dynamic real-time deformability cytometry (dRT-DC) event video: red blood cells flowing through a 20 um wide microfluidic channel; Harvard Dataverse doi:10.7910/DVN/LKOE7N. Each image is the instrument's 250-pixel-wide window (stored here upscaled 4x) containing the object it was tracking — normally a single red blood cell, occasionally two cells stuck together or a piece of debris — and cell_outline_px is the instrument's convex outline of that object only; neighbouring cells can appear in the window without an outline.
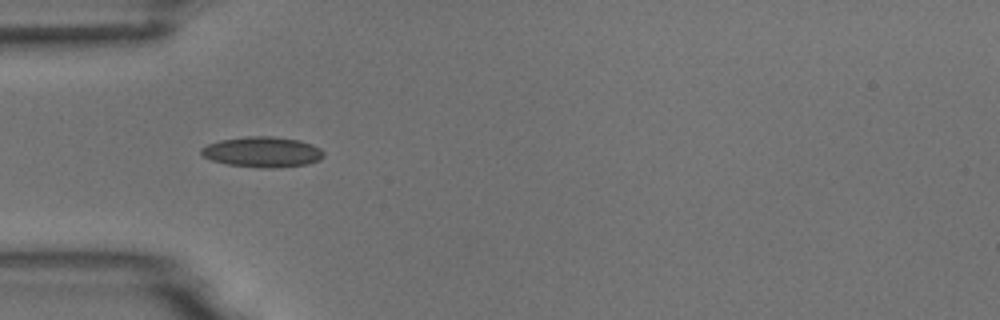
{"species": "common noctule bat (a hibernating species)", "species_latin": "Nyctalus noctula", "temperature_condition": "room temperature", "stored_images_in_passage": 6, "camera_frame_rate_fps": 3000, "um_per_image_px": 0.085, "animal": {"sex": "male", "body_mass_g": 18.8}, "frame": {"image": 1, "passage_image": 5, "time_ms": 4.667, "image_size_px": [1000, 320], "cell_outline_px": [[324, 156], [320, 160], [308, 164], [276, 168], [260, 168], [228, 164], [212, 160], [204, 156], [200, 152], [200, 148], [208, 144], [220, 140], [248, 136], [272, 136], [300, 140], [312, 144], [320, 148], [324, 152]], "centroid_in_image_um": [22.34, 12.92], "position_along_channel_um": 62.7, "area_um2": 21.85}}